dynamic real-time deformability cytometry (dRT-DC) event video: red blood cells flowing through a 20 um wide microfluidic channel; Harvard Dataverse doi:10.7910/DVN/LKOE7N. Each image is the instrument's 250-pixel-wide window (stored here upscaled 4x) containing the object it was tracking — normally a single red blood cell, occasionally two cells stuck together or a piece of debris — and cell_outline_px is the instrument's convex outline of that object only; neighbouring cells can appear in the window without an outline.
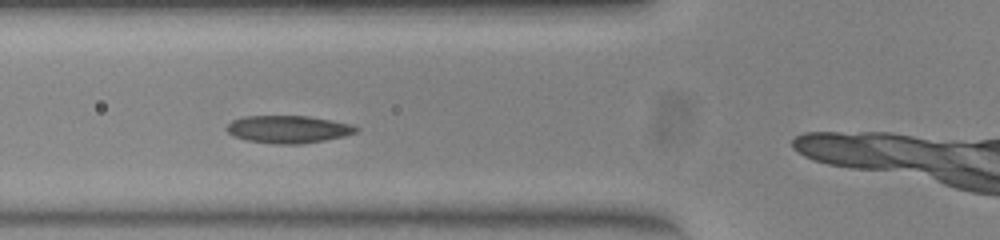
{"species": "common noctule bat (a hibernating species)", "species_latin": "Nyctalus noctula", "temperature_condition": "warm", "stored_images_in_passage": 14, "camera_frame_rate_fps": 3000, "um_per_image_px": 0.085, "animal": {"sex": "female", "body_mass_g": 23.0, "forearm_length_mm": 53.4}, "frame": {"image": 1, "passage_image": 7, "time_ms": 2.0, "image_size_px": [1000, 240], "cell_outline_px": [[360, 128], [356, 132], [344, 136], [324, 140], [300, 144], [276, 144], [248, 140], [232, 136], [224, 128], [232, 120], [244, 116], [308, 116], [352, 124]], "centroid_in_image_um": [24.48, 10.98], "position_along_channel_um": 101.3, "area_um2": 20.75}}
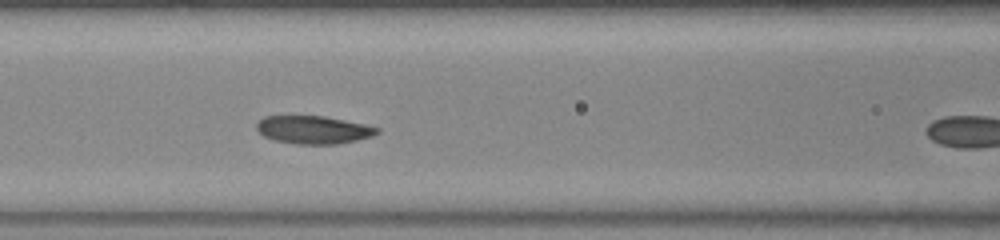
{"frame": {"image": 2, "passage_image": 10, "time_ms": 3.0, "image_size_px": [1000, 240], "cell_outline_px": [[380, 132], [372, 136], [356, 140], [336, 144], [296, 144], [276, 140], [264, 136], [256, 128], [256, 124], [264, 116], [324, 116], [364, 124], [380, 128]], "centroid_in_image_um": [26.65, 11.03], "position_along_channel_um": 139.9, "area_um2": 19.48}}